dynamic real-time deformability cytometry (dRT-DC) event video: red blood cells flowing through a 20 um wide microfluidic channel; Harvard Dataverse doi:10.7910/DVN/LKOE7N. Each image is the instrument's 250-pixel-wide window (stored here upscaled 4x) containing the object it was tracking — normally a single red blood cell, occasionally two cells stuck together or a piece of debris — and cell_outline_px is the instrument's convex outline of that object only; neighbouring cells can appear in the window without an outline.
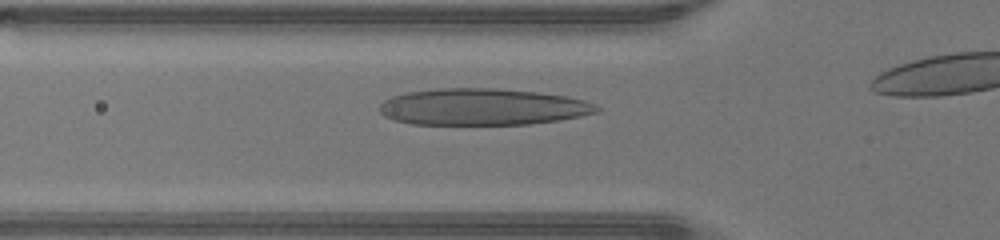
{"species": "human", "species_latin": "Homo sapiens", "temperature_condition": "warm", "stored_images_in_passage": 13, "camera_frame_rate_fps": 3000, "um_per_image_px": 0.085, "donor": {"sex": "male"}, "frame": {"image": 1, "passage_image": 3, "time_ms": 0.667, "image_size_px": [1000, 240], "cell_outline_px": [[600, 108], [596, 112], [580, 116], [560, 120], [528, 124], [412, 124], [396, 120], [384, 116], [380, 112], [380, 104], [384, 100], [392, 96], [408, 92], [440, 88], [496, 88], [536, 92], [568, 96], [584, 100], [596, 104]], "centroid_in_image_um": [41.03, 9.08], "position_along_channel_um": 84.8, "area_um2": 46.3}}
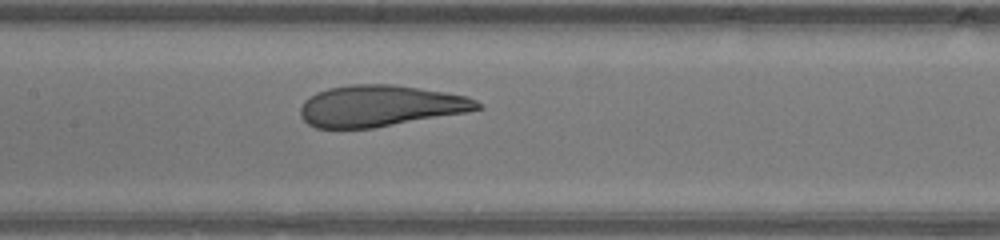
{"frame": {"image": 2, "passage_image": 9, "time_ms": 2.667, "image_size_px": [1000, 240], "cell_outline_px": [[484, 108], [468, 112], [372, 128], [316, 128], [308, 124], [300, 116], [300, 108], [304, 100], [316, 92], [328, 88], [352, 84], [392, 84], [444, 92], [468, 96], [484, 104]], "centroid_in_image_um": [32.33, 9.0], "position_along_channel_um": 175.1, "area_um2": 42.71}}
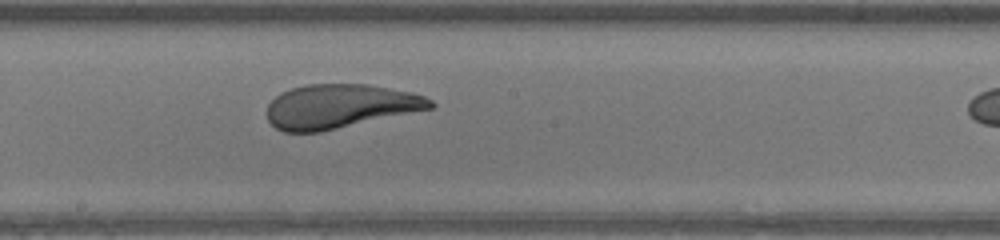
{"frame": {"image": 3, "passage_image": 12, "time_ms": 3.667, "image_size_px": [1000, 240], "cell_outline_px": [[436, 104], [432, 108], [320, 132], [284, 132], [276, 128], [268, 120], [268, 104], [280, 92], [292, 88], [308, 84], [368, 84], [412, 92], [424, 96], [432, 100]], "centroid_in_image_um": [28.89, 9.03], "position_along_channel_um": 219.3, "area_um2": 41.79}}